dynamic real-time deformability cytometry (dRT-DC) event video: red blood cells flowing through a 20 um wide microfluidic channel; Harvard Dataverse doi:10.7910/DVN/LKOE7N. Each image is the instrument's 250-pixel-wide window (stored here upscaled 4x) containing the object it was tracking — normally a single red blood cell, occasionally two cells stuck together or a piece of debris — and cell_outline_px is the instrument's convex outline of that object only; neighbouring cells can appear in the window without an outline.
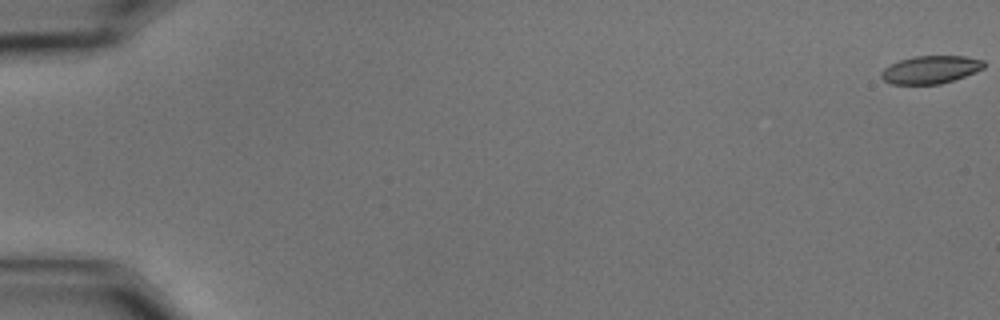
{"species": "common noctule bat (a hibernating species)", "species_latin": "Nyctalus noctula", "temperature_condition": "cold", "stored_images_in_passage": 60, "camera_frame_rate_fps": 3000, "um_per_image_px": 0.085, "animal": {"sex": "male", "body_mass_g": 15.6}, "frame": {"image": 1, "passage_image": 1, "time_ms": 0.0, "image_size_px": [1000, 320], "cell_outline_px": [[984, 68], [976, 72], [940, 84], [892, 84], [884, 80], [880, 76], [880, 72], [884, 68], [900, 60], [916, 56], [964, 56], [984, 60]], "centroid_in_image_um": [79.1, 5.92], "position_along_channel_um": 5.9, "area_um2": 16.53}}
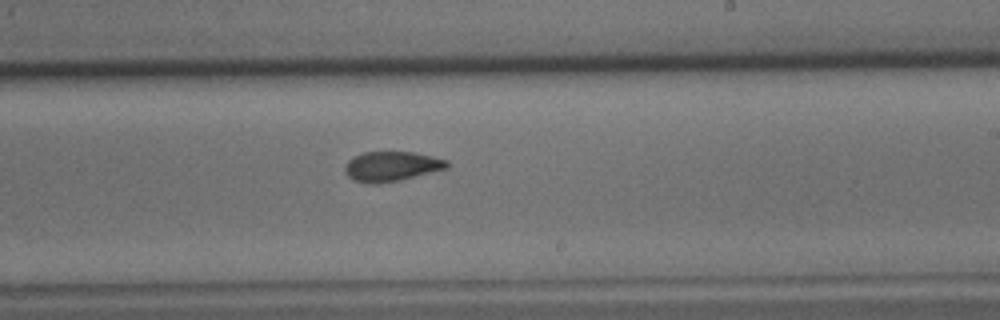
{"frame": {"image": 2, "passage_image": 37, "time_ms": 12.0, "image_size_px": [1000, 320], "cell_outline_px": [[448, 168], [400, 180], [380, 184], [368, 184], [352, 180], [344, 172], [344, 168], [348, 160], [352, 156], [364, 152], [412, 152], [432, 156], [448, 160]], "centroid_in_image_um": [33.24, 14.15], "position_along_channel_um": 255.8, "area_um2": 17.92}}
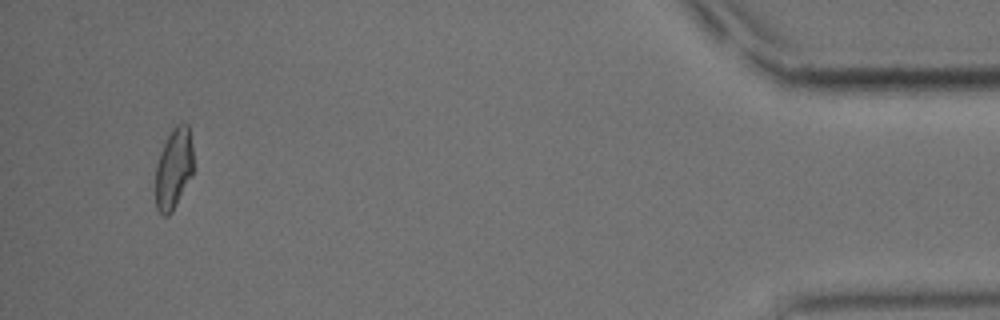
{"frame": {"image": 3, "passage_image": 57, "time_ms": 18.667, "image_size_px": [1000, 320], "cell_outline_px": [[192, 172], [172, 212], [168, 216], [164, 216], [156, 208], [156, 164], [160, 152], [172, 128], [176, 124], [188, 124], [192, 144]], "centroid_in_image_um": [14.74, 14.31], "position_along_channel_um": 420.5, "area_um2": 17.46}, "authors_computed_cell_mechanics": {"area_um2": 17.9469, "velocity_mm_per_s": 3.4801, "shape_relaxation_time_tau1_ms": 7.0435, "shape_relaxation_time_tau2_ms": 2.812, "deformation_change_tau1": 0.1459, "deformation_change_tau2": 0.0806}}